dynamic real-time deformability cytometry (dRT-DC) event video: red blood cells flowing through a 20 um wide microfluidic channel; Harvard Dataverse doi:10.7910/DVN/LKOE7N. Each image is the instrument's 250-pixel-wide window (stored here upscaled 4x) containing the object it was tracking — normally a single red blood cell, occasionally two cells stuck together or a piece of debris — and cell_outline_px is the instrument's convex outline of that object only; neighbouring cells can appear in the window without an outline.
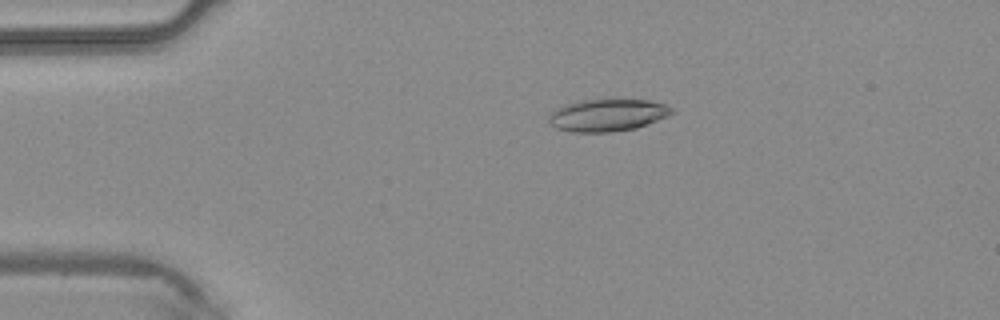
{"species": "common noctule bat (a hibernating species)", "species_latin": "Nyctalus noctula", "temperature_condition": "warm", "stored_images_in_passage": 3, "camera_frame_rate_fps": 3000, "um_per_image_px": 0.085, "animal": {"sex": "male", "body_mass_g": 20.4}, "frame": {"image": 1, "passage_image": 3, "time_ms": 0.667, "image_size_px": [1000, 320], "cell_outline_px": [[672, 112], [668, 116], [636, 128], [608, 132], [572, 132], [556, 128], [548, 124], [548, 116], [556, 108], [564, 104], [580, 100], [648, 100], [664, 104], [672, 108]], "centroid_in_image_um": [51.57, 9.79], "position_along_channel_um": 33.4, "area_um2": 23.0}}